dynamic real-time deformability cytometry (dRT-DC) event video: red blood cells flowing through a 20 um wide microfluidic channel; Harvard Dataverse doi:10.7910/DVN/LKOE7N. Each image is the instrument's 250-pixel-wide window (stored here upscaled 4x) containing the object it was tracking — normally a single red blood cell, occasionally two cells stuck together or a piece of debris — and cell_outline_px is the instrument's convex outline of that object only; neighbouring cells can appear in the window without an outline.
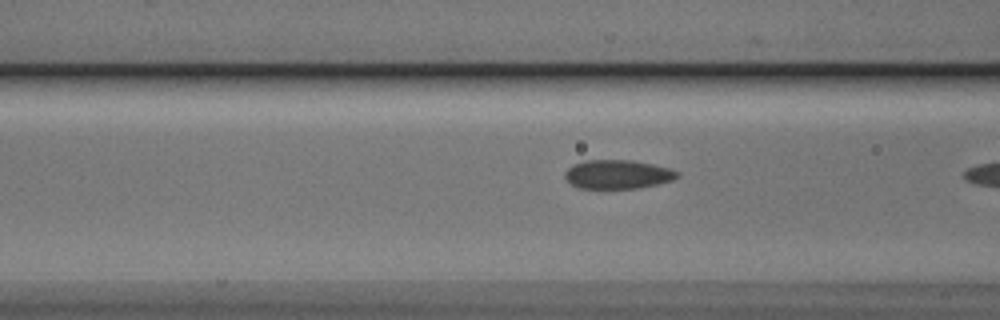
{"species": "Egyptian fruit bat (a non-hibernating species)", "species_latin": "Rousettus aegyptiacus", "temperature_condition": "cold", "stored_images_in_passage": 20, "segment_of_instrument_passage": [2, 2], "camera_frame_rate_fps": 3000, "um_per_image_px": 0.085, "animal": {"sex": "male"}, "frame": {"image": 1, "passage_image": 19, "time_ms": 6.0, "image_size_px": [1000, 320], "cell_outline_px": [[680, 176], [672, 180], [640, 188], [580, 188], [572, 184], [564, 176], [564, 172], [572, 164], [584, 160], [632, 160], [652, 164], [668, 168], [680, 172]], "centroid_in_image_um": [52.5, 14.81], "position_along_channel_um": 114.1, "area_um2": 18.9}}